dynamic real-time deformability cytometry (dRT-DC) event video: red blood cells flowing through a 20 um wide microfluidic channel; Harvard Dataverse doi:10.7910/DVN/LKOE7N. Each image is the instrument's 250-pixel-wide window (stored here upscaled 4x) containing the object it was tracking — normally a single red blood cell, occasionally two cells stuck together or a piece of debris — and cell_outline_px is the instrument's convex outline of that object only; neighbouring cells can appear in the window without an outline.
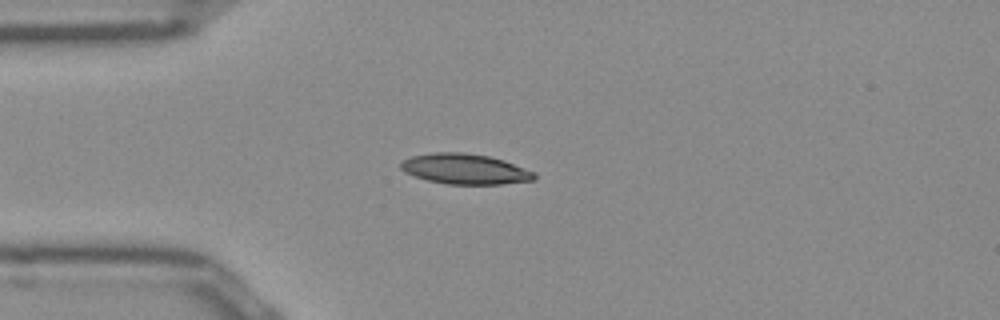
{"species": "Egyptian fruit bat (a non-hibernating species)", "species_latin": "Rousettus aegyptiacus", "temperature_condition": "room temperature", "stored_images_in_passage": 39, "camera_frame_rate_fps": 3000, "um_per_image_px": 0.085, "frame": {"image": 1, "passage_image": 1, "time_ms": 0.0, "image_size_px": [1000, 320], "cell_outline_px": [[536, 180], [500, 184], [448, 184], [428, 180], [404, 172], [400, 168], [400, 160], [412, 156], [436, 152], [464, 152], [488, 156], [504, 160], [536, 172]], "centroid_in_image_um": [39.53, 14.36], "position_along_channel_um": 45.5, "area_um2": 23.7}}
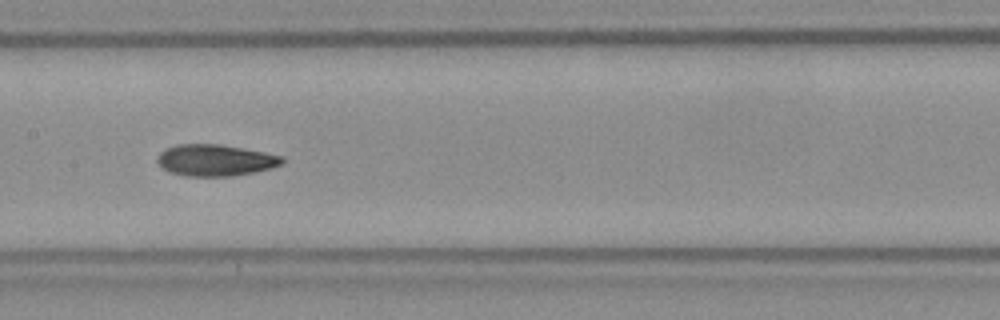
{"frame": {"image": 2, "passage_image": 13, "time_ms": 4.0, "image_size_px": [1000, 320], "cell_outline_px": [[284, 164], [272, 168], [256, 172], [232, 176], [184, 176], [168, 172], [156, 160], [156, 156], [164, 148], [176, 144], [216, 144], [264, 152], [284, 156]], "centroid_in_image_um": [18.3, 13.62], "position_along_channel_um": 189.1, "area_um2": 23.12}}
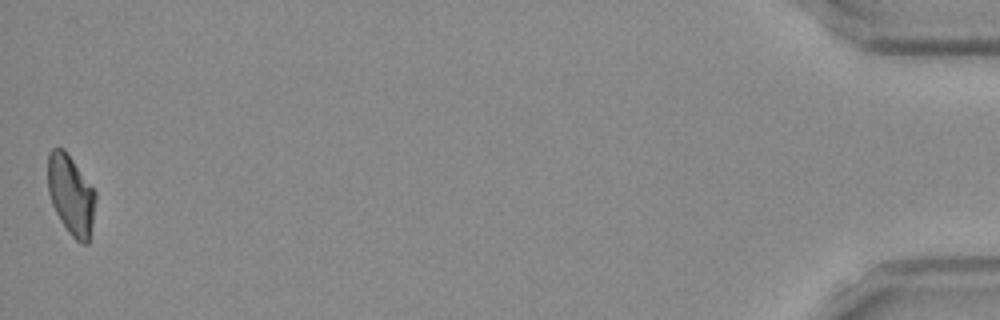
{"frame": {"image": 3, "passage_image": 39, "time_ms": 12.667, "image_size_px": [1000, 320], "cell_outline_px": [[96, 200], [92, 224], [88, 244], [84, 244], [76, 240], [68, 232], [60, 220], [52, 204], [48, 192], [48, 152], [52, 148], [64, 148], [96, 192]], "centroid_in_image_um": [6.03, 16.56], "position_along_channel_um": 429.2, "area_um2": 22.14}, "authors_computed_cell_mechanics": {"area_um2": 22.6576, "velocity_mm_per_s": 3.9332, "shape_relaxation_time_tau1_ms": 6.0597, "shape_relaxation_time_tau2_ms": 3.2579, "deformation_change_tau1": 0.1596, "deformation_change_tau2": 0.0915}}